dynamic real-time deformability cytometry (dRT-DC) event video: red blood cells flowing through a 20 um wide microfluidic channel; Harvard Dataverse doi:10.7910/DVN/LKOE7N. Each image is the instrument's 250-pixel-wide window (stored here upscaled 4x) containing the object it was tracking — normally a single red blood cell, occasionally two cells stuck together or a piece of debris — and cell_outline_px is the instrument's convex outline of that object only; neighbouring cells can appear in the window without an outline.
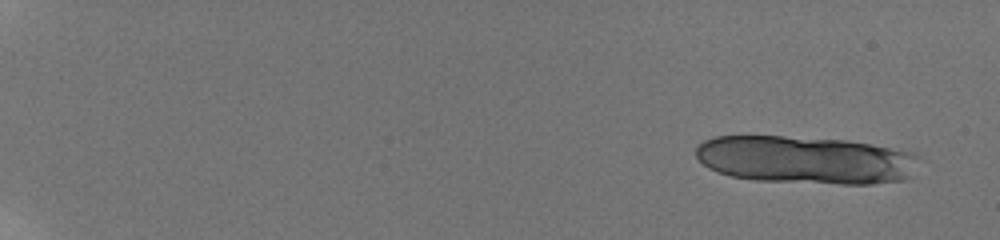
{"species": "human", "species_latin": "Homo sapiens", "temperature_condition": "room temperature", "stored_images_in_passage": 16, "camera_frame_rate_fps": 3000, "um_per_image_px": 0.085, "donor": {"sex": "male"}, "frame": {"image": 1, "passage_image": 3, "time_ms": 1.0, "image_size_px": [1000, 240], "cell_outline_px": [[916, 156], [908, 176], [904, 180], [872, 184], [840, 184], [756, 180], [732, 176], [716, 172], [708, 168], [696, 156], [696, 144], [712, 136], [784, 136], [848, 140], [872, 144], [916, 152]], "centroid_in_image_um": [68.4, 13.58], "position_along_channel_um": 16.6, "area_um2": 62.25}}